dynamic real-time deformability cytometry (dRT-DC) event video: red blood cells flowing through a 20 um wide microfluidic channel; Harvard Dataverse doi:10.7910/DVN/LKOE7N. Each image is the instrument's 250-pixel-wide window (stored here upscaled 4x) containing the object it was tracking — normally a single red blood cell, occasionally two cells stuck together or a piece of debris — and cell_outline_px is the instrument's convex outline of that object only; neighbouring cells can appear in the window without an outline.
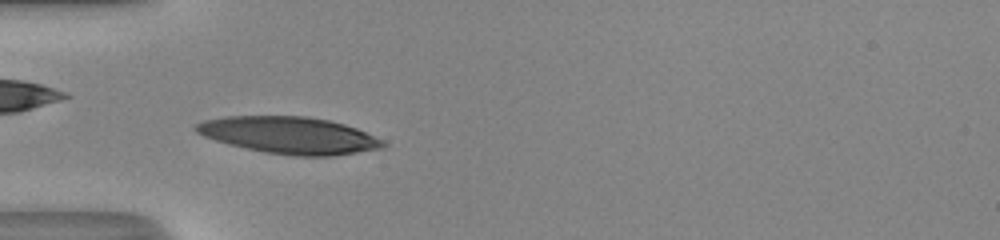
{"species": "human", "species_latin": "Homo sapiens", "temperature_condition": "room temperature", "stored_images_in_passage": 46, "camera_frame_rate_fps": 3000, "um_per_image_px": 0.085, "donor": {"sex": "male"}, "frame": {"image": 1, "passage_image": 12, "time_ms": 3.667, "image_size_px": [1000, 240], "cell_outline_px": [[388, 144], [384, 148], [332, 156], [296, 156], [264, 152], [228, 144], [204, 136], [196, 132], [192, 128], [196, 124], [204, 120], [224, 116], [304, 116], [328, 120], [344, 124], [356, 128], [384, 140]], "centroid_in_image_um": [24.6, 11.5], "position_along_channel_um": 60.4, "area_um2": 40.29}}
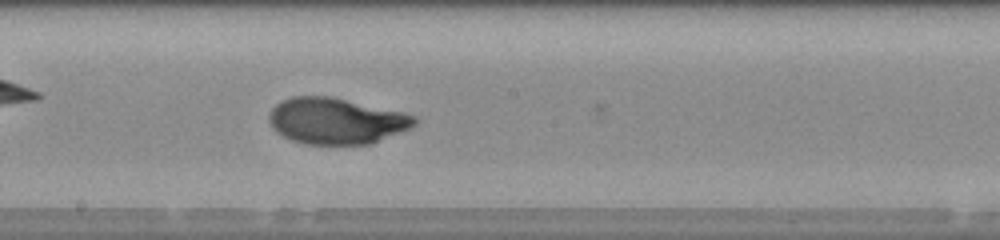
{"frame": {"image": 2, "passage_image": 24, "time_ms": 7.667, "image_size_px": [1000, 240], "cell_outline_px": [[420, 120], [412, 128], [368, 144], [304, 144], [292, 140], [276, 132], [272, 128], [268, 120], [268, 112], [280, 100], [292, 96], [328, 96], [404, 112], [416, 116]], "centroid_in_image_um": [28.56, 10.27], "position_along_channel_um": 219.6, "area_um2": 39.3}}
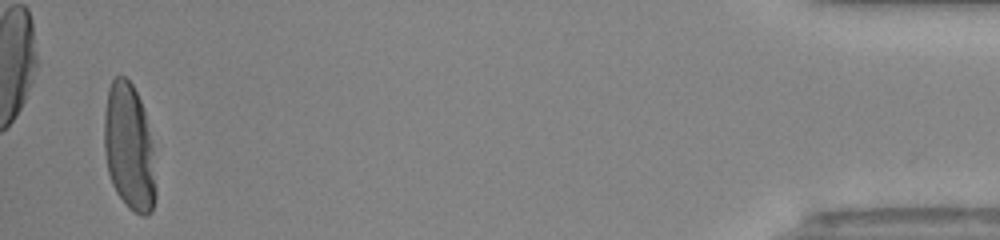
{"frame": {"image": 3, "passage_image": 45, "time_ms": 14.667, "image_size_px": [1000, 240], "cell_outline_px": [[156, 196], [152, 212], [144, 216], [140, 216], [128, 208], [124, 204], [116, 192], [112, 184], [108, 172], [104, 152], [104, 112], [108, 88], [112, 80], [116, 76], [124, 76], [132, 84], [140, 100], [144, 112], [152, 140], [156, 188]], "centroid_in_image_um": [10.97, 12.56], "position_along_channel_um": 424.2, "area_um2": 38.55}, "authors_computed_cell_mechanics": {"area_um2": 38.4948, "velocity_mm_per_s": 4.1026, "shape_relaxation_time_tau1_ms": 3.8733, "shape_relaxation_time_tau2_ms": null, "deformation_change_tau1": 0.2246, "deformation_change_tau2": null}}